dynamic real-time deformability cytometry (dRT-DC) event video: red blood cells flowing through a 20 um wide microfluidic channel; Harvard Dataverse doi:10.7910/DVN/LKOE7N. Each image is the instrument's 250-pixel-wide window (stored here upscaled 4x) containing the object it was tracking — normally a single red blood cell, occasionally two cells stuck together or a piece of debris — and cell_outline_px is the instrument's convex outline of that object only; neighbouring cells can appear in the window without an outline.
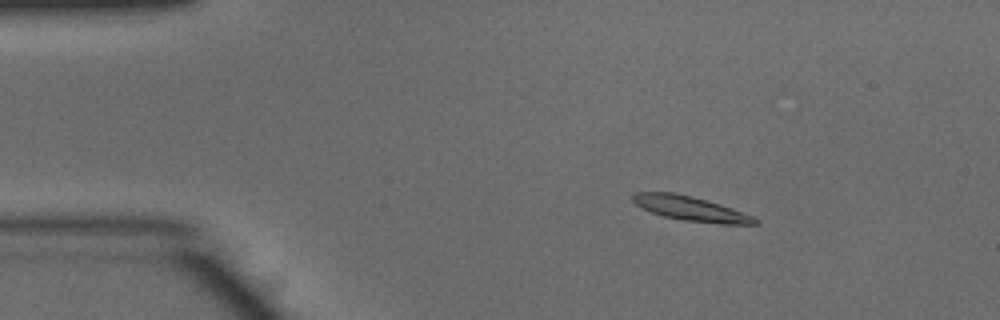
{"species": "common noctule bat (a hibernating species)", "species_latin": "Nyctalus noctula", "temperature_condition": "warm", "stored_images_in_passage": 14, "camera_frame_rate_fps": 3000, "um_per_image_px": 0.085, "animal": {"sex": "male", "body_mass_g": 15.6}, "frame": {"image": 1, "passage_image": 8, "time_ms": 2.333, "image_size_px": [1000, 320], "cell_outline_px": [[760, 220], [756, 224], [720, 224], [680, 220], [664, 216], [652, 212], [636, 204], [632, 200], [632, 196], [636, 192], [676, 192], [692, 196], [720, 204], [752, 216]], "centroid_in_image_um": [58.7, 17.73], "position_along_channel_um": 26.3, "area_um2": 17.34}}